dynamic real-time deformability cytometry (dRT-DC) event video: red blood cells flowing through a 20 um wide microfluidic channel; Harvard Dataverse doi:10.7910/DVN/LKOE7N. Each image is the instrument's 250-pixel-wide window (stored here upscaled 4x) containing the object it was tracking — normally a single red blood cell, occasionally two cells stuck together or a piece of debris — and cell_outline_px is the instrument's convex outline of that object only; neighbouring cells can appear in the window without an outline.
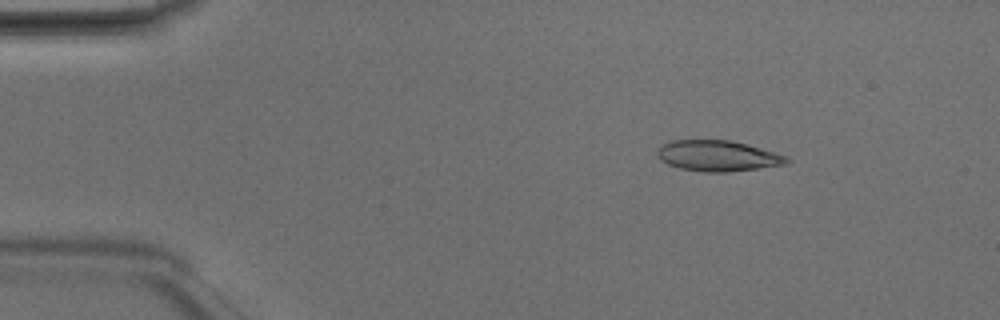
{"species": "Egyptian fruit bat (a non-hibernating species)", "species_latin": "Rousettus aegyptiacus", "temperature_condition": "room temperature", "stored_images_in_passage": 4, "camera_frame_rate_fps": 3000, "um_per_image_px": 0.085, "animal": {"sex": "male"}, "frame": {"image": 1, "passage_image": 2, "time_ms": 0.333, "image_size_px": [1000, 320], "cell_outline_px": [[792, 160], [788, 164], [728, 172], [704, 172], [680, 168], [668, 164], [660, 160], [656, 156], [656, 152], [660, 144], [672, 140], [732, 140], [748, 144], [776, 152], [788, 156]], "centroid_in_image_um": [61.02, 13.24], "position_along_channel_um": 24.0, "area_um2": 23.58}}
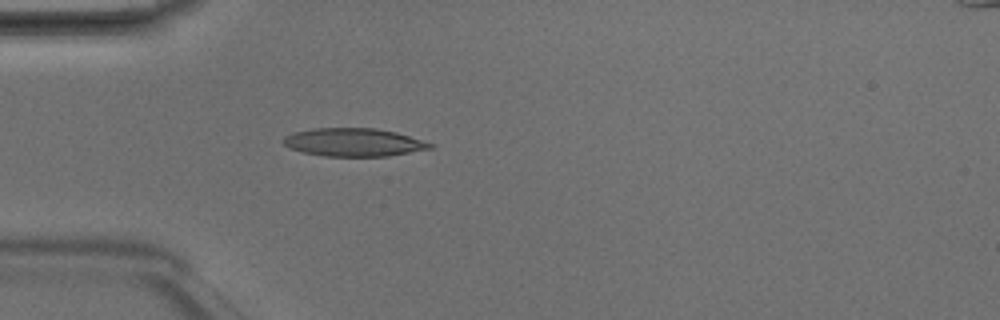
{"frame": {"image": 2, "passage_image": 4, "time_ms": 1.0, "image_size_px": [1000, 320], "cell_outline_px": [[436, 144], [432, 148], [388, 156], [324, 156], [304, 152], [288, 148], [284, 144], [284, 136], [296, 132], [312, 128], [376, 128], [396, 132]], "centroid_in_image_um": [30.09, 12.09], "position_along_channel_um": 54.9, "area_um2": 23.99}}